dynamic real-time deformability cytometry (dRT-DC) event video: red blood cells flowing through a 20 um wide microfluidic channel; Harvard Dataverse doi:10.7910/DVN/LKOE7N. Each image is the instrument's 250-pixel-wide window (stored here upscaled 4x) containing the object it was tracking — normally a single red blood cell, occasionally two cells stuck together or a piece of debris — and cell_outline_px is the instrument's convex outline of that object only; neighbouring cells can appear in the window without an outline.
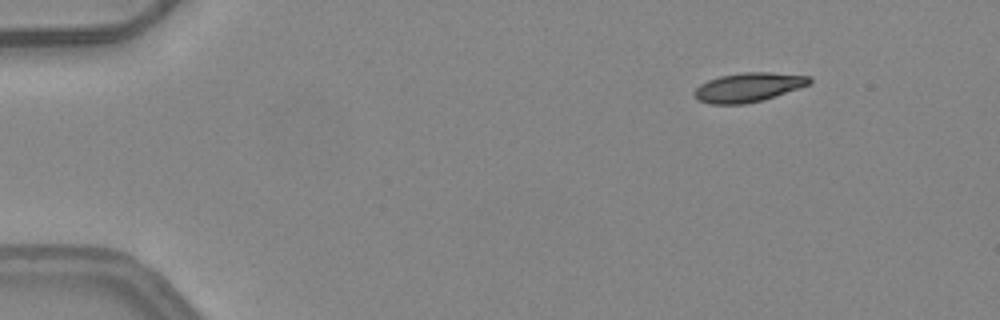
{"species": "common noctule bat (a hibernating species)", "species_latin": "Nyctalus noctula", "temperature_condition": "warm", "stored_images_in_passage": 3, "camera_frame_rate_fps": 3000, "um_per_image_px": 0.085, "animal": {"sex": "female", "body_mass_g": 24.6, "forearm_length_mm": 56.2}, "frame": {"image": 1, "passage_image": 1, "time_ms": 0.0, "image_size_px": [1000, 320], "cell_outline_px": [[812, 84], [764, 100], [744, 104], [708, 104], [696, 100], [692, 96], [692, 92], [700, 84], [708, 80], [720, 76], [744, 72], [772, 72], [812, 76]], "centroid_in_image_um": [63.61, 7.42], "position_along_channel_um": 21.4, "area_um2": 20.0}}